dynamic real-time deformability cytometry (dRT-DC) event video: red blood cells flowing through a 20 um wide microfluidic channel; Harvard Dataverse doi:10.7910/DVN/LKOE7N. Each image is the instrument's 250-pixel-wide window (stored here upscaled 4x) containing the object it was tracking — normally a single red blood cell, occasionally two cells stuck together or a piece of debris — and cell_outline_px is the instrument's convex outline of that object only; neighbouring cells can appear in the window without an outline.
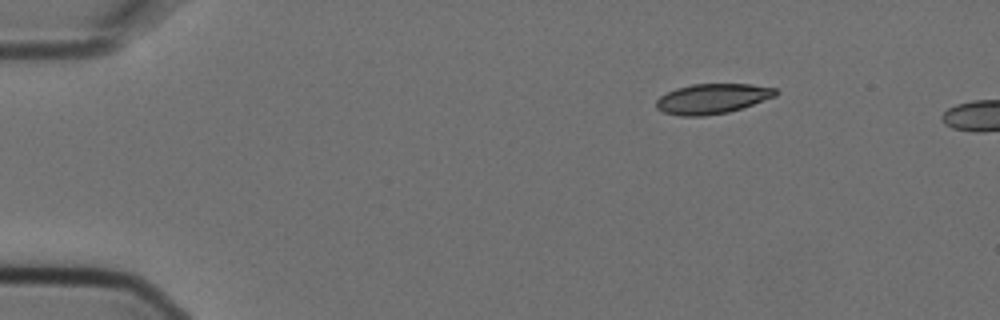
{"species": "Egyptian fruit bat (a non-hibernating species)", "species_latin": "Rousettus aegyptiacus", "temperature_condition": "cold", "stored_images_in_passage": 4, "segment_of_instrument_passage": [2, 2], "camera_frame_rate_fps": 3000, "um_per_image_px": 0.085, "animal": {"sex": "female"}, "frame": {"image": 1, "passage_image": 4, "time_ms": 1.0, "image_size_px": [1000, 320], "cell_outline_px": [[776, 96], [728, 112], [704, 116], [680, 116], [664, 112], [656, 108], [656, 100], [660, 96], [676, 88], [692, 84], [752, 84], [776, 88]], "centroid_in_image_um": [60.52, 8.39], "position_along_channel_um": 24.5, "area_um2": 20.75}}